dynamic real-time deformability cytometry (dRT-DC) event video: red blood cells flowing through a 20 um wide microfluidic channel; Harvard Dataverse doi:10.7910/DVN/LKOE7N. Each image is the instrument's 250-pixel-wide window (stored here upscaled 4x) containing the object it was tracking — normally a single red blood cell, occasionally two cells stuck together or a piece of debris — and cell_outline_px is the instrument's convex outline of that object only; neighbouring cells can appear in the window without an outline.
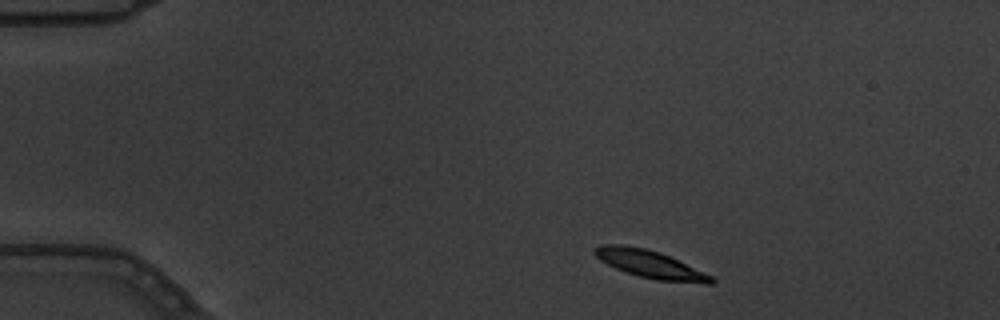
{"species": "common noctule bat (a hibernating species)", "species_latin": "Nyctalus noctula", "temperature_condition": "warm", "stored_images_in_passage": 12, "camera_frame_rate_fps": 3000, "um_per_image_px": 0.085, "animal": {"sex": "male", "body_mass_g": 19.5, "forearm_length_mm": 54.6}, "frame": {"image": 1, "passage_image": 1, "time_ms": 0.0, "image_size_px": [1000, 320], "cell_outline_px": [[716, 284], [704, 284], [656, 280], [624, 272], [600, 260], [592, 252], [592, 248], [600, 244], [624, 244], [644, 248], [660, 252], [712, 276], [716, 280]], "centroid_in_image_um": [55.24, 22.46], "position_along_channel_um": 29.8, "area_um2": 18.96}}
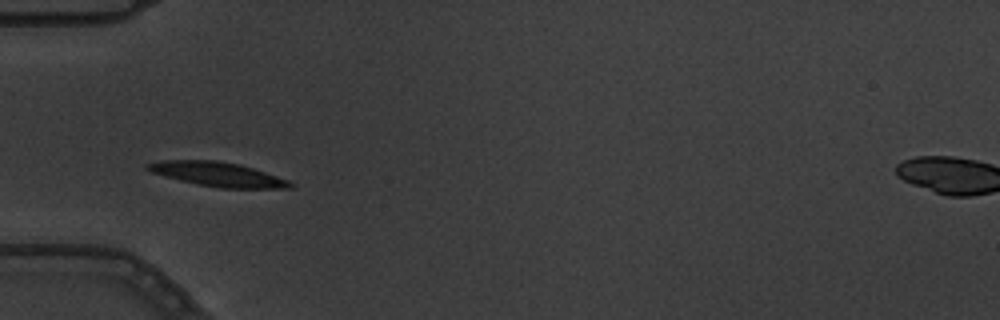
{"frame": {"image": 2, "passage_image": 3, "time_ms": 0.667, "image_size_px": [1000, 320], "cell_outline_px": [[292, 188], [220, 188], [180, 180], [164, 176], [152, 172], [144, 168], [144, 164], [160, 160], [216, 160], [240, 164], [288, 180], [292, 184]], "centroid_in_image_um": [18.45, 14.8], "position_along_channel_um": 66.6, "area_um2": 20.0}}